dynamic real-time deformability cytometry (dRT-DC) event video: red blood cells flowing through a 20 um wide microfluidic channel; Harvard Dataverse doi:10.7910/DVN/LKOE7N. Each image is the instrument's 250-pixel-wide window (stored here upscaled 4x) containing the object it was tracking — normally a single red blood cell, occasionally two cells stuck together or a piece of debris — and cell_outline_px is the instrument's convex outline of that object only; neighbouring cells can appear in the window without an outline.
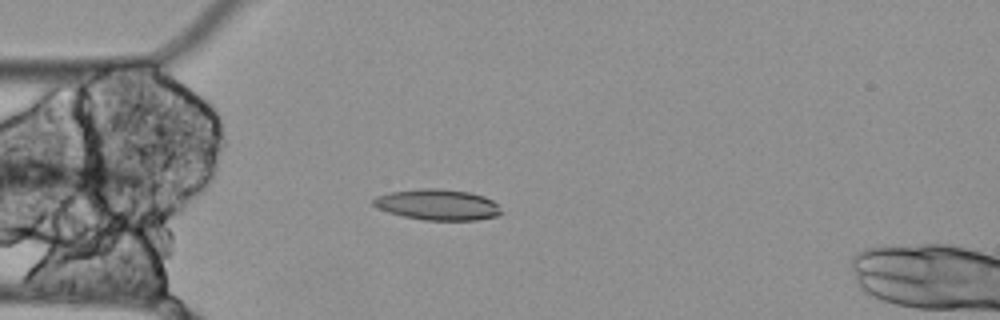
{"species": "Egyptian fruit bat (a non-hibernating species)", "species_latin": "Rousettus aegyptiacus", "temperature_condition": "cold", "stored_images_in_passage": 55, "camera_frame_rate_fps": 3000, "um_per_image_px": 0.085, "animal": {"sex": "female"}, "frame": {"image": 1, "passage_image": 14, "time_ms": 4.333, "image_size_px": [1000, 320], "cell_outline_px": [[504, 212], [500, 216], [476, 220], [424, 220], [404, 216], [388, 212], [376, 208], [372, 204], [372, 200], [376, 196], [388, 192], [420, 188], [440, 188], [468, 192], [484, 196], [492, 200]], "centroid_in_image_um": [37.19, 17.39], "position_along_channel_um": 47.8, "area_um2": 23.24}}
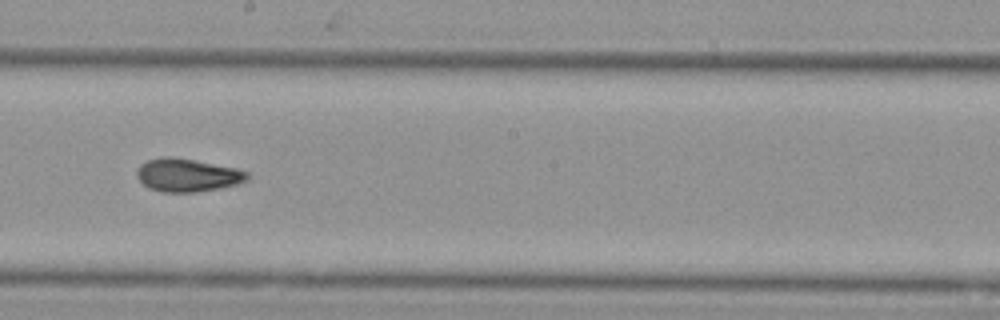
{"frame": {"image": 2, "passage_image": 30, "time_ms": 9.667, "image_size_px": [1000, 320], "cell_outline_px": [[248, 180], [236, 184], [220, 188], [196, 192], [160, 192], [148, 188], [136, 176], [136, 168], [140, 164], [148, 160], [164, 156], [172, 156], [236, 168], [248, 172]], "centroid_in_image_um": [15.89, 14.89], "position_along_channel_um": 232.3, "area_um2": 21.33}}
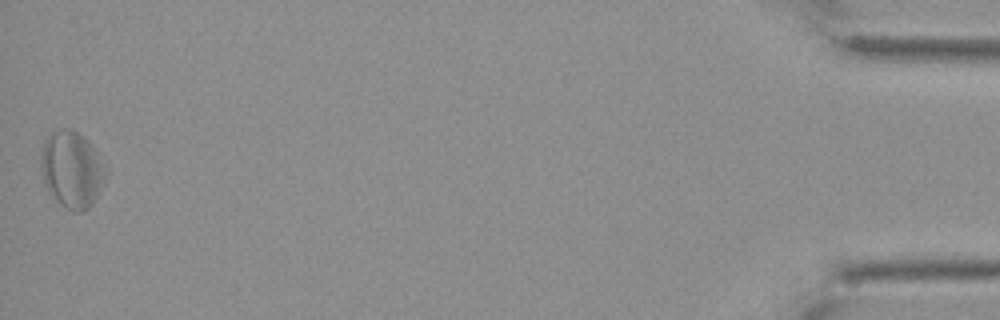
{"frame": {"image": 3, "passage_image": 55, "time_ms": 18.0, "image_size_px": [1000, 320], "cell_outline_px": [[104, 184], [100, 192], [92, 204], [88, 208], [80, 212], [72, 212], [64, 208], [48, 192], [44, 184], [40, 172], [40, 160], [44, 140], [52, 132], [60, 128], [72, 128], [88, 140], [96, 152], [104, 176]], "centroid_in_image_um": [6.04, 14.43], "position_along_channel_um": 429.2, "area_um2": 28.84}}